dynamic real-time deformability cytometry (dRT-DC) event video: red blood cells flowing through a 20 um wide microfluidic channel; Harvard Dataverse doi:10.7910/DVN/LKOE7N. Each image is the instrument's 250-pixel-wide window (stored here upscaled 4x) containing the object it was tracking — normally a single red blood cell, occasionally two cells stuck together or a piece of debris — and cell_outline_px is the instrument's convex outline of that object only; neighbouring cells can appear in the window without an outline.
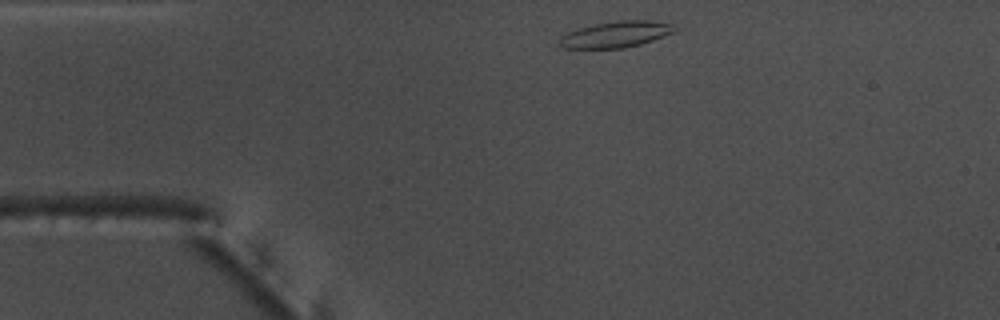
{"species": "common noctule bat (a hibernating species)", "species_latin": "Nyctalus noctula", "temperature_condition": "warm", "stored_images_in_passage": 34, "camera_frame_rate_fps": 3000, "um_per_image_px": 0.085, "animal": {"sex": "male", "body_mass_g": 17.5, "forearm_length_mm": 52.3}, "frame": {"image": 1, "passage_image": 1, "time_ms": 0.0, "image_size_px": [1000, 320], "cell_outline_px": [[676, 32], [640, 44], [624, 48], [564, 48], [560, 44], [560, 36], [568, 32], [592, 24], [620, 20], [652, 20], [672, 24]], "centroid_in_image_um": [52.36, 2.91], "position_along_channel_um": 32.6, "area_um2": 17.46}}
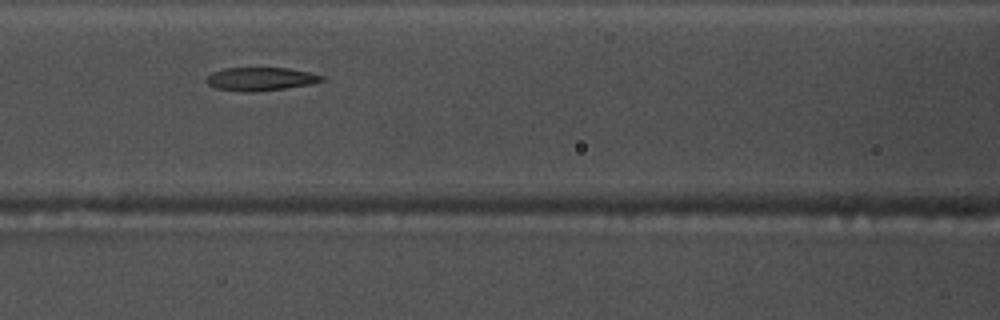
{"frame": {"image": 2, "passage_image": 13, "time_ms": 4.0, "image_size_px": [1000, 320], "cell_outline_px": [[324, 80], [308, 84], [284, 88], [252, 92], [244, 92], [216, 88], [208, 84], [204, 80], [212, 72], [224, 68], [288, 68], [308, 72], [324, 76]], "centroid_in_image_um": [22.1, 6.71], "position_along_channel_um": 144.5, "area_um2": 15.49}}
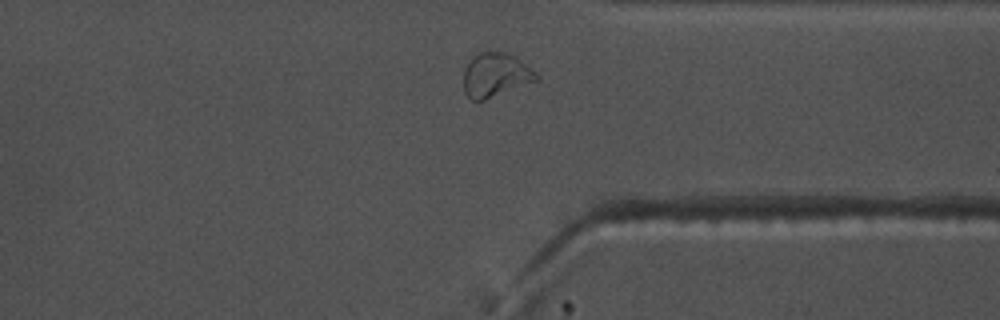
{"frame": {"image": 3, "passage_image": 31, "time_ms": 10.0, "image_size_px": [1000, 320], "cell_outline_px": [[540, 80], [484, 100], [472, 100], [464, 92], [464, 68], [472, 56], [480, 52], [504, 52], [516, 56], [536, 72], [540, 76]], "centroid_in_image_um": [42.14, 6.37], "position_along_channel_um": 369.3, "area_um2": 18.84}, "authors_computed_cell_mechanics": {"area_um2": 16.4441, "velocity_mm_per_s": 3.7875, "shape_relaxation_time_tau1_ms": null, "shape_relaxation_time_tau2_ms": 2.1781, "deformation_change_tau1": null, "deformation_change_tau2": 0.0895}}